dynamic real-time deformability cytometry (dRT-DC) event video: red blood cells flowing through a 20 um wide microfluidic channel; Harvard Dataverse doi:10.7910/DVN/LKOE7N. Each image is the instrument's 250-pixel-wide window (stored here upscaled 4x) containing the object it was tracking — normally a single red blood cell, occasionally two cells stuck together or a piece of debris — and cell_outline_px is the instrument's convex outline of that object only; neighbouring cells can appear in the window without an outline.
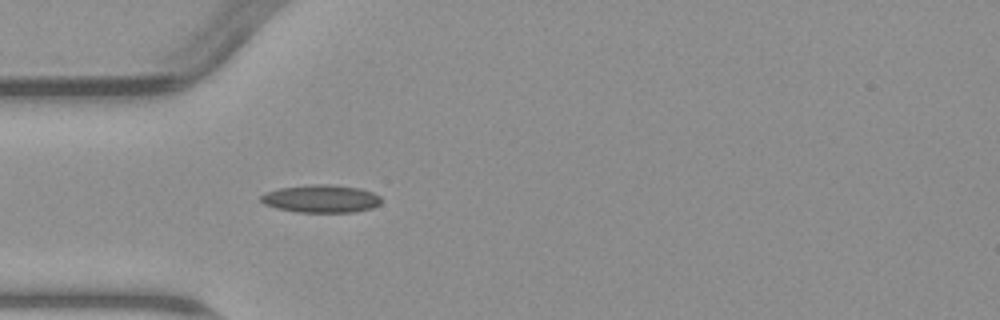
{"species": "common noctule bat (a hibernating species)", "species_latin": "Nyctalus noctula", "temperature_condition": "warm", "stored_images_in_passage": 1, "camera_frame_rate_fps": 3000, "um_per_image_px": 0.085, "animal": {"sex": "male", "body_mass_g": 23.1, "forearm_length_mm": 52.7}, "frame": {"image": 1, "passage_image": 1, "time_ms": 0.0, "image_size_px": [1000, 320], "cell_outline_px": [[380, 204], [372, 208], [356, 212], [296, 212], [276, 208], [264, 204], [260, 200], [260, 196], [264, 192], [280, 188], [312, 184], [328, 184], [360, 188], [372, 192], [380, 196]], "centroid_in_image_um": [27.28, 16.89], "position_along_channel_um": 57.7, "area_um2": 19.59}}